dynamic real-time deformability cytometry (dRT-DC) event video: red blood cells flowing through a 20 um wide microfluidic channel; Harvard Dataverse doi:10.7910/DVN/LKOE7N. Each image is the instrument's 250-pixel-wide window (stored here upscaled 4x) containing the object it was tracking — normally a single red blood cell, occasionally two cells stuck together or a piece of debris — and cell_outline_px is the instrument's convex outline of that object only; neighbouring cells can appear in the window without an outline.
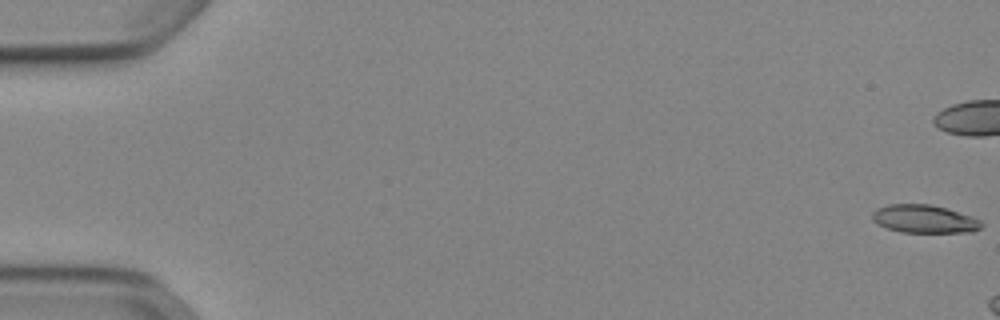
{"species": "Egyptian fruit bat (a non-hibernating species)", "species_latin": "Rousettus aegyptiacus", "temperature_condition": "cold", "stored_images_in_passage": 12, "camera_frame_rate_fps": 3000, "um_per_image_px": 0.085, "animal": {"sex": "female"}, "frame": {"image": 1, "passage_image": 1, "time_ms": 0.0, "image_size_px": [1000, 320], "cell_outline_px": [[984, 224], [980, 228], [972, 232], [900, 232], [876, 224], [872, 220], [872, 212], [876, 208], [888, 204], [928, 204], [944, 208], [972, 216], [980, 220]], "centroid_in_image_um": [78.53, 18.61], "position_along_channel_um": 6.5, "area_um2": 17.86}}